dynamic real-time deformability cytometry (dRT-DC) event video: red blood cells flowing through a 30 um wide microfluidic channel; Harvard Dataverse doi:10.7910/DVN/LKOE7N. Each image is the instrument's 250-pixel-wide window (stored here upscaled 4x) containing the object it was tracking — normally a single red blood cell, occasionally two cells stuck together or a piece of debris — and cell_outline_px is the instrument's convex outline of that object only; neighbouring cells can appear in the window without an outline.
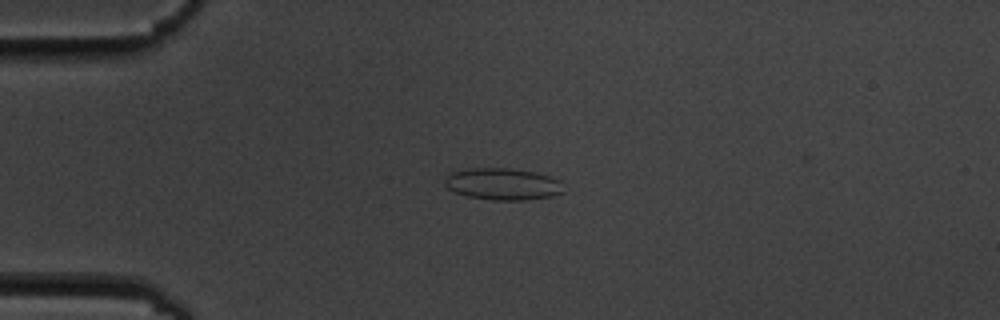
{"species": "common noctule bat (a hibernating species)", "species_latin": "Nyctalus noctula", "temperature_condition": "cold", "stored_images_in_passage": 5, "camera_frame_rate_fps": 3000, "um_per_image_px": 0.085, "animal": {"sex": "male", "body_mass_g": 19.5, "forearm_length_mm": 54.6}, "frame": {"image": 1, "passage_image": 4, "time_ms": 4.333, "image_size_px": [1000, 320], "cell_outline_px": [[564, 192], [552, 196], [524, 200], [492, 200], [468, 196], [456, 192], [448, 188], [444, 184], [444, 176], [448, 172], [468, 168], [512, 168], [552, 176], [560, 180]], "centroid_in_image_um": [42.71, 15.63], "position_along_channel_um": 42.3, "area_um2": 22.25}}